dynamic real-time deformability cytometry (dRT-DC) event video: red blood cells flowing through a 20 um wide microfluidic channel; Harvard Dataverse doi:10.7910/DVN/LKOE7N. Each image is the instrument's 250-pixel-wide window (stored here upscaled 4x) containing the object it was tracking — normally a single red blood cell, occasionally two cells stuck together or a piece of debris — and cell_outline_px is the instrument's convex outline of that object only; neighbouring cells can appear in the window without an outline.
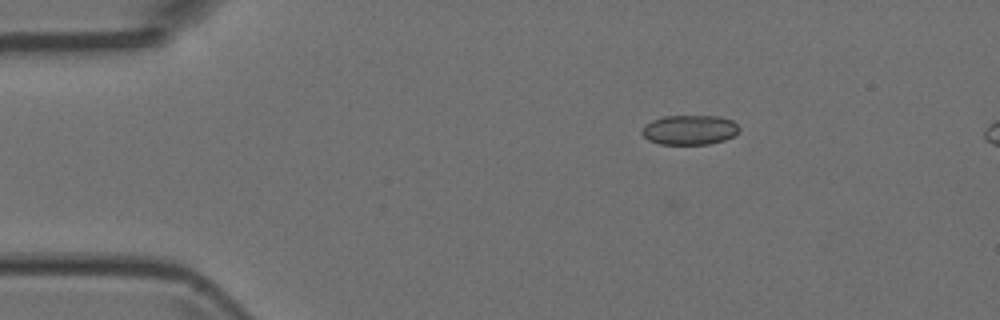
{"species": "Egyptian fruit bat (a non-hibernating species)", "species_latin": "Rousettus aegyptiacus", "temperature_condition": "room temperature", "stored_images_in_passage": 4, "segment_of_instrument_passage": [1, 2], "camera_frame_rate_fps": 3000, "um_per_image_px": 0.085, "animal": {"sex": "female"}, "frame": {"image": 1, "passage_image": 1, "time_ms": 0.0, "image_size_px": [1000, 320], "cell_outline_px": [[740, 128], [732, 136], [724, 140], [708, 144], [660, 144], [648, 140], [640, 132], [644, 124], [652, 120], [664, 116], [720, 116], [732, 120]], "centroid_in_image_um": [58.58, 11.03], "position_along_channel_um": 26.4, "area_um2": 16.82}}